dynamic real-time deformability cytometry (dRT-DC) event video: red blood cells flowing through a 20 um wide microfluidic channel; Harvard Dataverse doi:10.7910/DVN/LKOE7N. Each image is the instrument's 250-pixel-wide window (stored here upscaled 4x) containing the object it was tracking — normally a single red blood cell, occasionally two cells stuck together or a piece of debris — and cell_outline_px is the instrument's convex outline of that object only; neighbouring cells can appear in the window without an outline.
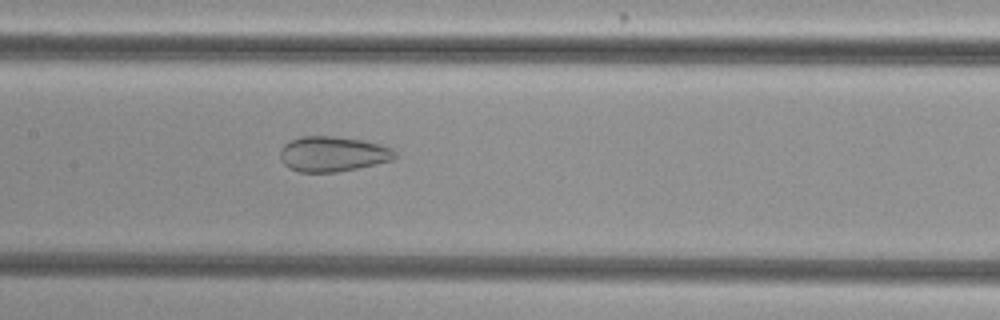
{"species": "common noctule bat (a hibernating species)", "species_latin": "Nyctalus noctula", "temperature_condition": "cold", "stored_images_in_passage": 38, "camera_frame_rate_fps": 3000, "um_per_image_px": 0.085, "animal": {"sex": "female", "body_mass_g": 29.2, "forearm_length_mm": 56.3}, "frame": {"image": 1, "passage_image": 10, "time_ms": 3.0, "image_size_px": [1000, 320], "cell_outline_px": [[396, 156], [392, 160], [376, 164], [336, 172], [300, 172], [288, 168], [280, 160], [280, 148], [284, 144], [300, 136], [332, 136], [364, 140], [380, 144], [392, 148], [396, 152]], "centroid_in_image_um": [28.27, 13.08], "position_along_channel_um": 179.1, "area_um2": 23.64}}
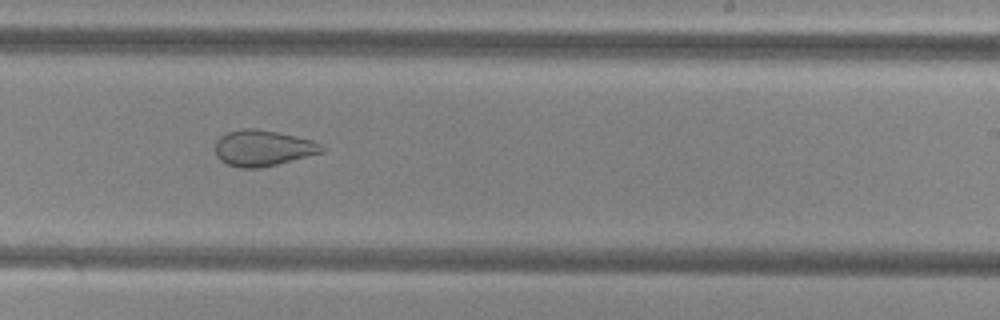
{"frame": {"image": 2, "passage_image": 17, "time_ms": 5.333, "image_size_px": [1000, 320], "cell_outline_px": [[328, 148], [324, 152], [260, 168], [240, 168], [228, 164], [220, 160], [216, 156], [216, 140], [220, 136], [228, 132], [240, 128], [256, 128], [296, 136], [312, 140]], "centroid_in_image_um": [22.35, 12.58], "position_along_channel_um": 266.7, "area_um2": 22.37}}
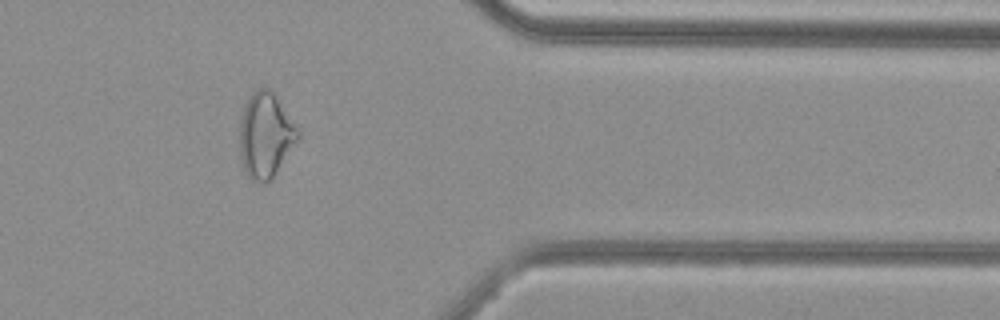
{"frame": {"image": 3, "passage_image": 28, "time_ms": 9.0, "image_size_px": [1000, 320], "cell_outline_px": [[300, 136], [276, 172], [264, 184], [252, 180], [248, 176], [244, 168], [240, 156], [240, 120], [244, 104], [248, 96], [256, 88], [264, 84], [272, 88], [300, 132]], "centroid_in_image_um": [22.55, 11.41], "position_along_channel_um": 388.8, "area_um2": 29.07}, "authors_computed_cell_mechanics": {"area_um2": 26.4146, "velocity_mm_per_s": 3.7625, "shape_relaxation_time_tau1_ms": null, "shape_relaxation_time_tau2_ms": 1.932, "deformation_change_tau1": null, "deformation_change_tau2": 0.0924}}